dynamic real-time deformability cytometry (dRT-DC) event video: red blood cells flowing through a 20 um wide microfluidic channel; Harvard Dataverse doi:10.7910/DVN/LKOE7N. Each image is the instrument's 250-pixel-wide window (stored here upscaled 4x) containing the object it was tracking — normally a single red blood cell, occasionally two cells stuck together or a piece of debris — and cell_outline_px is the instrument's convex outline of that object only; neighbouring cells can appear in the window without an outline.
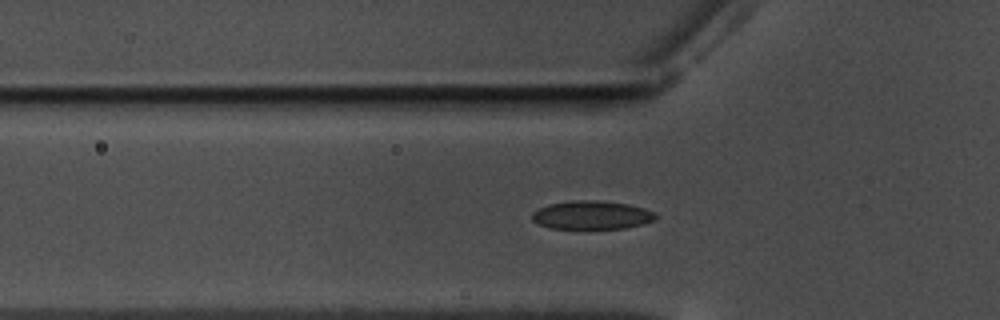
{"species": "common noctule bat (a hibernating species)", "species_latin": "Nyctalus noctula", "temperature_condition": "warm", "stored_images_in_passage": 44, "camera_frame_rate_fps": 3000, "um_per_image_px": 0.085, "animal": {"sex": "male", "body_mass_g": 17.5, "forearm_length_mm": 52.3}, "frame": {"image": 1, "passage_image": 4, "time_ms": 1.0, "image_size_px": [1000, 320], "cell_outline_px": [[656, 220], [644, 224], [624, 228], [548, 228], [532, 220], [532, 212], [548, 204], [572, 200], [596, 200], [628, 204], [644, 208], [656, 212]], "centroid_in_image_um": [50.32, 18.27], "position_along_channel_um": 75.5, "area_um2": 20.52}}
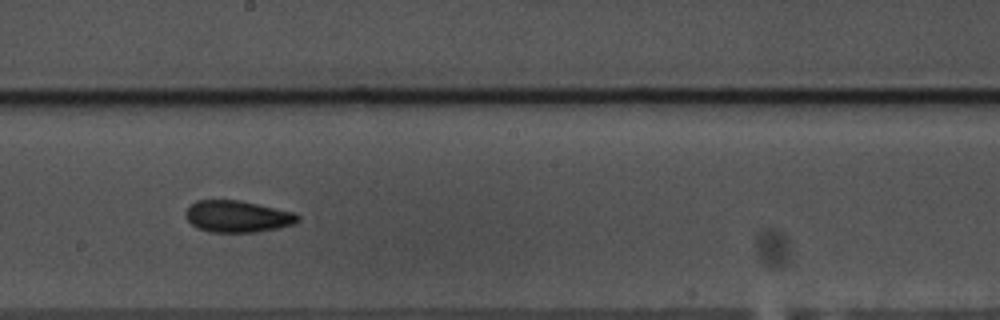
{"frame": {"image": 2, "passage_image": 17, "time_ms": 5.333, "image_size_px": [1000, 320], "cell_outline_px": [[300, 220], [292, 224], [280, 228], [256, 232], [208, 232], [196, 228], [188, 220], [184, 212], [196, 200], [240, 200], [292, 212], [300, 216]], "centroid_in_image_um": [20.17, 18.4], "position_along_channel_um": 228.0, "area_um2": 20.69}}
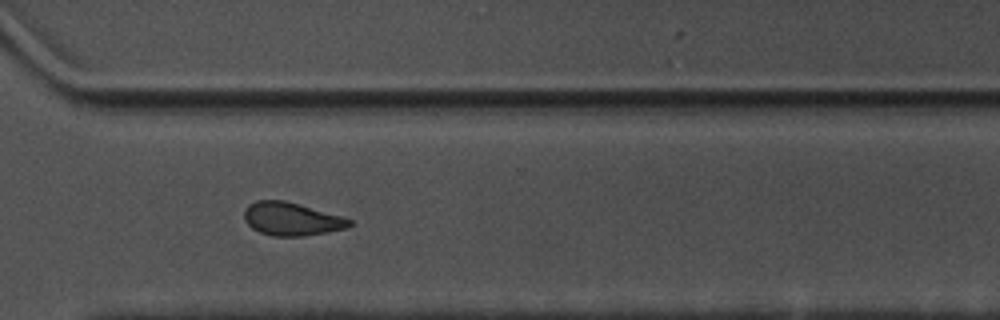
{"frame": {"image": 3, "passage_image": 27, "time_ms": 8.667, "image_size_px": [1000, 320], "cell_outline_px": [[352, 224], [348, 228], [304, 236], [272, 236], [260, 232], [252, 228], [244, 220], [244, 212], [248, 204], [256, 200], [284, 200], [344, 216], [352, 220]], "centroid_in_image_um": [24.79, 18.61], "position_along_channel_um": 345.8, "area_um2": 20.46}, "authors_computed_cell_mechanics": {"area_um2": 20.6346, "velocity_mm_per_s": 3.5314, "shape_relaxation_time_tau1_ms": 7.462, "shape_relaxation_time_tau2_ms": 4.6334, "deformation_change_tau1": 0.1231, "deformation_change_tau2": 0.0889}}